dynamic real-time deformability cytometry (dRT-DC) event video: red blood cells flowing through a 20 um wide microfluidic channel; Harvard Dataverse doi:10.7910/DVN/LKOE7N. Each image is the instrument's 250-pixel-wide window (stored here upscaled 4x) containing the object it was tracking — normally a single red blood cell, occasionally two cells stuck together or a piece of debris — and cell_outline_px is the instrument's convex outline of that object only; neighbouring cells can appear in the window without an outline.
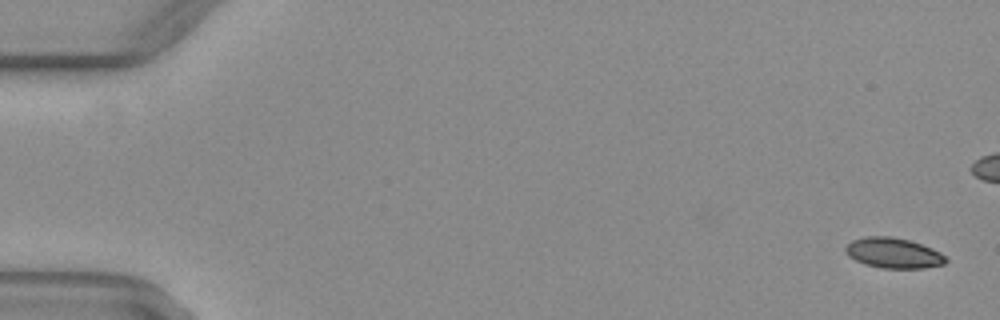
{"species": "common noctule bat (a hibernating species)", "species_latin": "Nyctalus noctula", "temperature_condition": "warm", "stored_images_in_passage": 51, "camera_frame_rate_fps": 3000, "um_per_image_px": 0.085, "animal": {"sex": "female", "body_mass_g": 29.2, "forearm_length_mm": 56.3}, "frame": {"image": 1, "passage_image": 1, "time_ms": 0.0, "image_size_px": [1000, 320], "cell_outline_px": [[948, 260], [944, 264], [924, 268], [880, 268], [864, 264], [848, 256], [844, 252], [844, 248], [852, 240], [864, 236], [892, 236], [908, 240], [932, 248], [940, 252]], "centroid_in_image_um": [75.91, 21.5], "position_along_channel_um": 9.1, "area_um2": 17.8}}
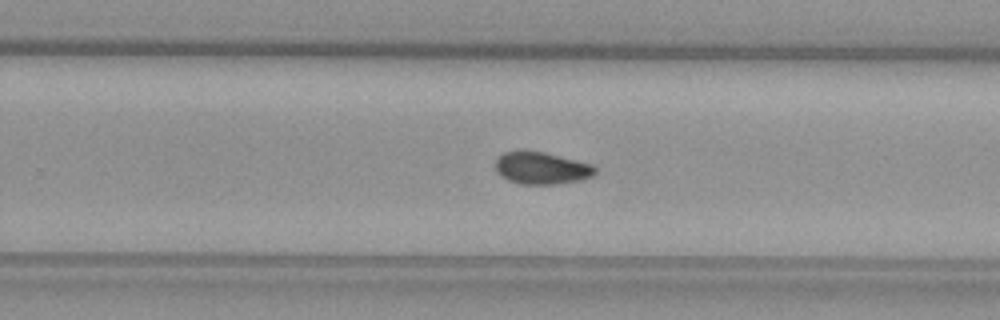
{"frame": {"image": 2, "passage_image": 33, "time_ms": 10.667, "image_size_px": [1000, 320], "cell_outline_px": [[596, 172], [592, 176], [580, 180], [556, 184], [520, 184], [508, 180], [500, 176], [496, 172], [496, 156], [504, 152], [544, 152], [592, 164], [596, 168]], "centroid_in_image_um": [46.02, 14.3], "position_along_channel_um": 283.8, "area_um2": 18.55}}
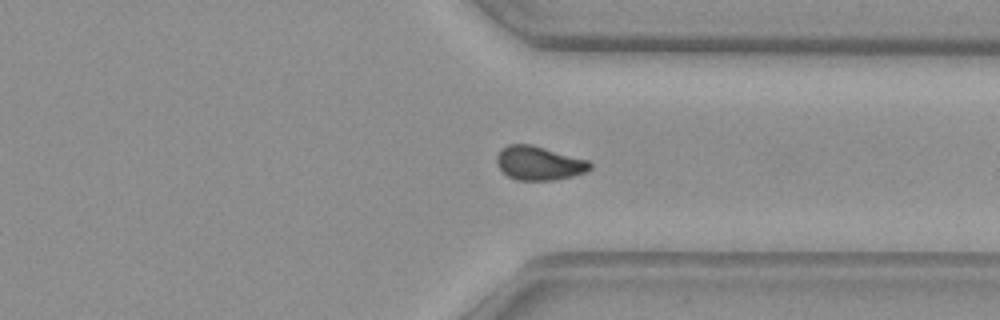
{"frame": {"image": 3, "passage_image": 39, "time_ms": 12.667, "image_size_px": [1000, 320], "cell_outline_px": [[592, 168], [584, 172], [572, 176], [552, 180], [516, 180], [508, 176], [500, 168], [496, 160], [496, 156], [500, 148], [508, 144], [528, 144], [588, 160], [592, 164]], "centroid_in_image_um": [45.78, 13.87], "position_along_channel_um": 365.6, "area_um2": 18.21}}